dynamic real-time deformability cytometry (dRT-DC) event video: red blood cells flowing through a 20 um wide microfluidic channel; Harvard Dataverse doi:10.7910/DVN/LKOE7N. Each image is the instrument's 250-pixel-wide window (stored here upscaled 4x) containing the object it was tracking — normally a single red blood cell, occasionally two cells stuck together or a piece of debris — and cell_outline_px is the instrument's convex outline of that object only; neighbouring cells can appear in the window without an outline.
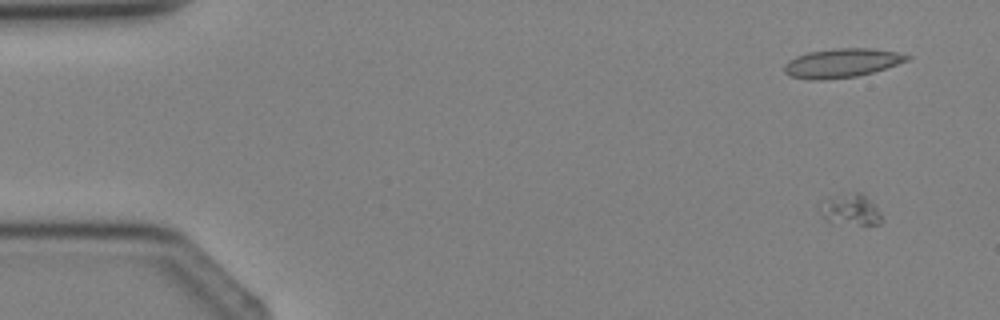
{"species": "Egyptian fruit bat (a non-hibernating species)", "species_latin": "Rousettus aegyptiacus", "temperature_condition": "cold", "stored_images_in_passage": 4, "camera_frame_rate_fps": 3000, "um_per_image_px": 0.085, "animal": {"sex": "female"}, "frame": {"image": 1, "passage_image": 1, "time_ms": 0.0, "image_size_px": [1000, 320], "cell_outline_px": [[880, 224], [832, 224], [820, 216], [820, 212], [828, 196], [856, 192], [864, 192], [876, 204], [880, 216]], "centroid_in_image_um": [72.3, 17.81], "position_along_channel_um": 12.7, "area_um2": 11.39}}